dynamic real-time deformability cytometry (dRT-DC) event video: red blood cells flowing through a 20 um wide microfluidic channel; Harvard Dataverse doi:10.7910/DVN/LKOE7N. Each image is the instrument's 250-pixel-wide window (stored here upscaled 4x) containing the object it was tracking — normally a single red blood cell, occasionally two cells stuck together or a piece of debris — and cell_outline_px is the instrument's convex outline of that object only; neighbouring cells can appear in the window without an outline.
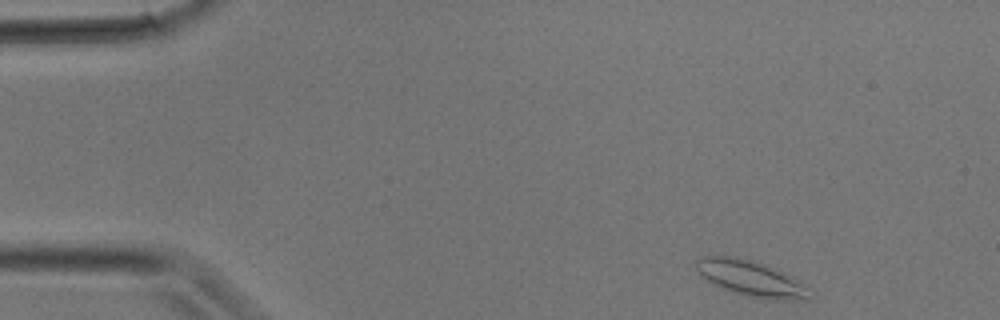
{"species": "common noctule bat (a hibernating species)", "species_latin": "Nyctalus noctula", "temperature_condition": "room temperature", "stored_images_in_passage": 29, "camera_frame_rate_fps": 3000, "um_per_image_px": 0.085, "animal": {"sex": "male", "body_mass_g": 17.9}, "frame": {"image": 1, "passage_image": 1, "time_ms": 0.0, "image_size_px": [1000, 320], "cell_outline_px": [[812, 296], [808, 300], [780, 300], [752, 296], [732, 292], [700, 276], [696, 268], [696, 260], [700, 256], [744, 256], [784, 272], [812, 288]], "centroid_in_image_um": [63.89, 23.65], "position_along_channel_um": 21.1, "area_um2": 23.81}}
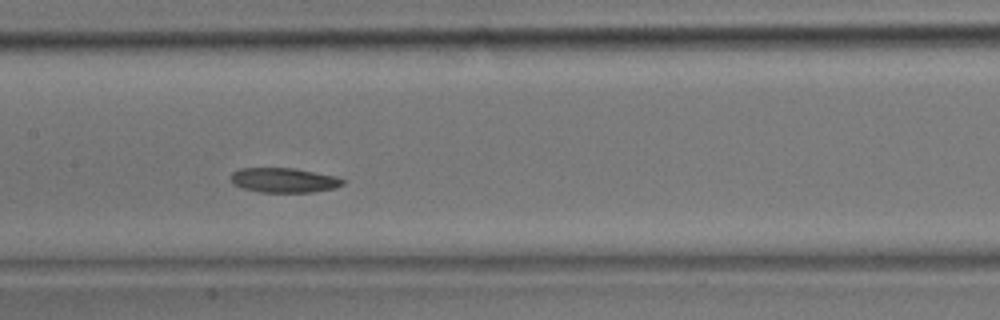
{"frame": {"image": 2, "passage_image": 13, "time_ms": 4.0, "image_size_px": [1000, 320], "cell_outline_px": [[344, 184], [336, 188], [312, 192], [260, 192], [244, 188], [232, 184], [232, 172], [240, 168], [292, 168], [336, 176], [344, 180]], "centroid_in_image_um": [24.14, 15.32], "position_along_channel_um": 183.3, "area_um2": 16.01}}
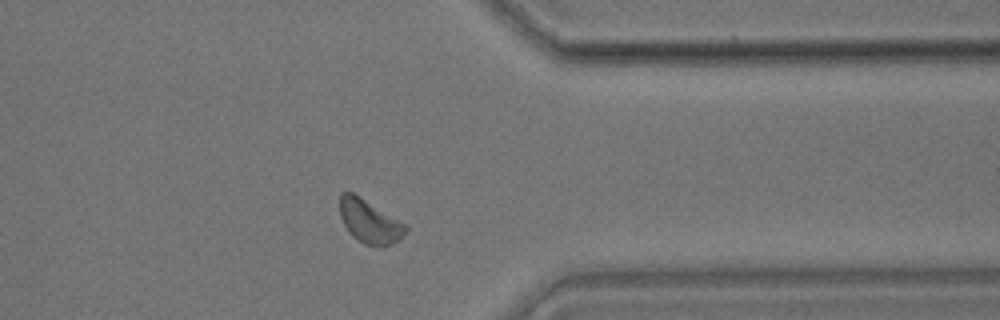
{"frame": {"image": 3, "passage_image": 23, "time_ms": 7.333, "image_size_px": [1000, 320], "cell_outline_px": [[408, 228], [400, 240], [384, 248], [364, 244], [352, 236], [348, 232], [340, 216], [340, 192], [352, 192], [408, 224]], "centroid_in_image_um": [31.45, 18.85], "position_along_channel_um": 380.0, "area_um2": 16.99}}